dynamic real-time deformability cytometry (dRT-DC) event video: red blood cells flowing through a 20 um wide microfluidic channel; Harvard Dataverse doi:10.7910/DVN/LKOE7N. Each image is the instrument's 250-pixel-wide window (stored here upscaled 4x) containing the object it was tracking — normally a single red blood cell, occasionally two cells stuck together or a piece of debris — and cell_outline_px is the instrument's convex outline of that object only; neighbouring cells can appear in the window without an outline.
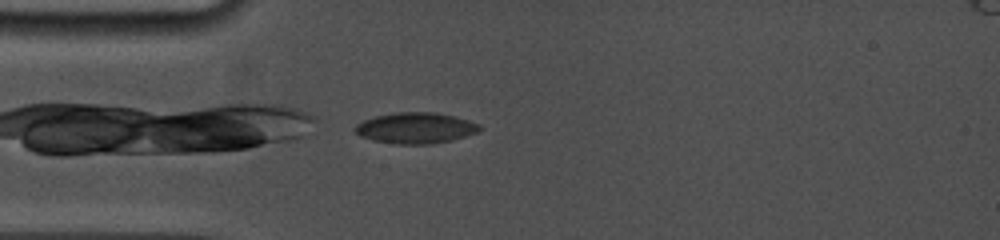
{"species": "common noctule bat (a hibernating species)", "species_latin": "Nyctalus noctula", "temperature_condition": "cold", "stored_images_in_passage": 39, "camera_frame_rate_fps": 5000, "um_per_image_px": 0.085, "animal": {"sex": "female", "body_mass_g": 19.0, "forearm_length_mm": 53.3}, "frame": {"image": 1, "passage_image": 1, "time_ms": 0.0, "image_size_px": [1000, 240], "cell_outline_px": [[480, 132], [452, 140], [432, 144], [392, 144], [372, 140], [360, 136], [352, 128], [356, 124], [364, 120], [376, 116], [392, 112], [436, 112], [456, 116], [480, 124]], "centroid_in_image_um": [35.33, 10.88], "position_along_channel_um": 49.7, "area_um2": 22.77}}
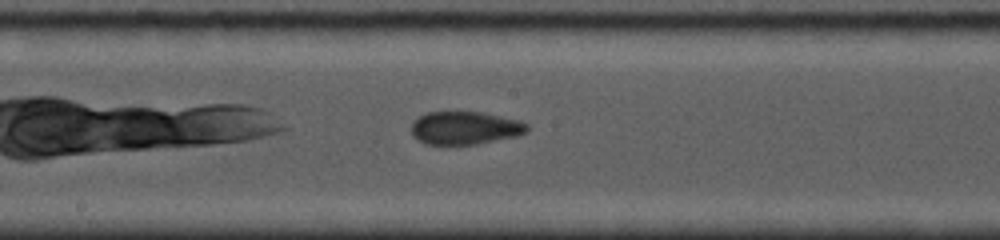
{"frame": {"image": 2, "passage_image": 18, "time_ms": 4.4, "image_size_px": [1000, 240], "cell_outline_px": [[528, 128], [520, 136], [476, 144], [424, 144], [416, 140], [412, 136], [412, 124], [420, 116], [428, 112], [484, 112], [520, 120], [528, 124]], "centroid_in_image_um": [39.54, 10.88], "position_along_channel_um": 208.7, "area_um2": 22.37}}
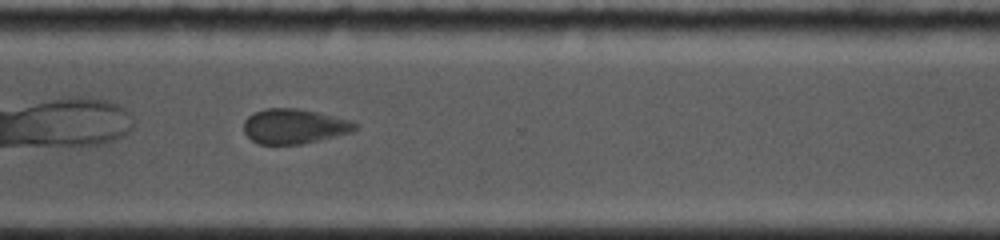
{"frame": {"image": 3, "passage_image": 32, "time_ms": 8.0, "image_size_px": [1000, 240], "cell_outline_px": [[356, 128], [352, 132], [336, 136], [300, 144], [260, 144], [252, 140], [244, 132], [244, 120], [248, 116], [264, 108], [296, 108], [316, 112], [352, 120], [356, 124]], "centroid_in_image_um": [25.0, 10.73], "position_along_channel_um": 345.6, "area_um2": 22.43}, "authors_computed_cell_mechanics": {"area_um2": 22.542, "velocity_mm_per_s": 3.8105, "shape_relaxation_time_tau1_ms": 4.8987, "shape_relaxation_time_tau2_ms": 2.1896, "deformation_change_tau1": 0.0985, "deformation_change_tau2": 0.079}}